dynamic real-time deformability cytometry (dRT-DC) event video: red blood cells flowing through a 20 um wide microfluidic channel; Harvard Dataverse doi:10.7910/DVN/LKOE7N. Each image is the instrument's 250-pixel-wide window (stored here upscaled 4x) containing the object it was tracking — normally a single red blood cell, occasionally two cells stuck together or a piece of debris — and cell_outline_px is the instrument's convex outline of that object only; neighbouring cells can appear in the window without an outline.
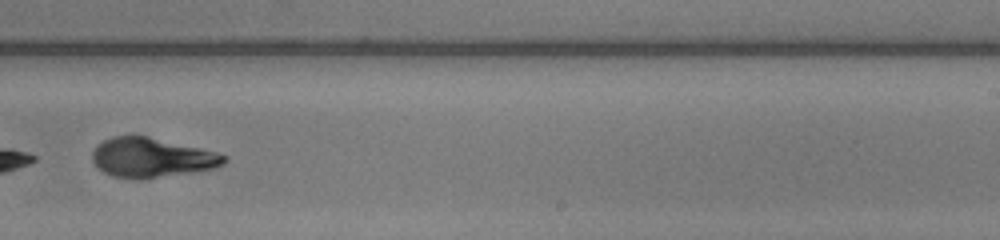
{"species": "human", "species_latin": "Homo sapiens", "temperature_condition": "warm", "stored_images_in_passage": 31, "camera_frame_rate_fps": 3000, "um_per_image_px": 0.085, "donor": {"sex": "female"}, "frame": {"image": 1, "passage_image": 18, "time_ms": 5.667, "image_size_px": [1000, 240], "cell_outline_px": [[228, 160], [224, 164], [216, 168], [148, 180], [136, 180], [112, 176], [104, 172], [92, 160], [92, 152], [104, 140], [112, 136], [148, 136], [200, 148], [216, 152], [228, 156]], "centroid_in_image_um": [12.94, 13.43], "position_along_channel_um": 276.1, "area_um2": 30.63}, "authors_computed_cell_mechanics": {"area_um2": 31.2698, "velocity_mm_per_s": 4.2166, "shape_relaxation_time_tau1_ms": 2.3859, "shape_relaxation_time_tau2_ms": 1.5613, "deformation_change_tau1": 0.3474, "deformation_change_tau2": 0.0815}}